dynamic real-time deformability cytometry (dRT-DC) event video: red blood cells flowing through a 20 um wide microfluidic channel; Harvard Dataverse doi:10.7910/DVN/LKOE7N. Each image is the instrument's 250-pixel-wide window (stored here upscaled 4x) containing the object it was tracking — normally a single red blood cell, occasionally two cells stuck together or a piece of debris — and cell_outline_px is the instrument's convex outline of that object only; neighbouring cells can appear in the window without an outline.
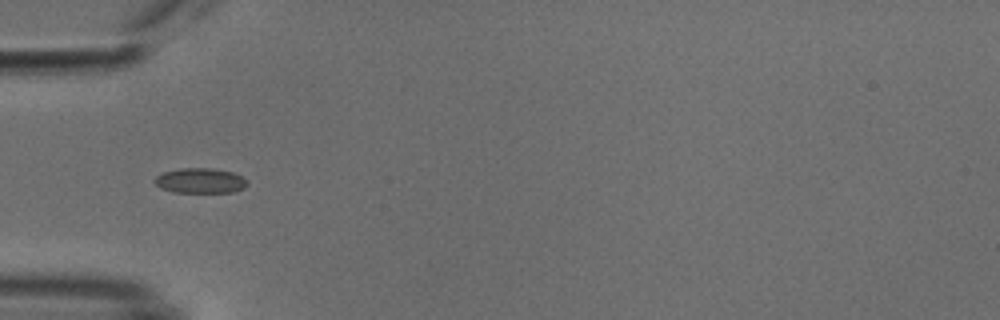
{"species": "common noctule bat (a hibernating species)", "species_latin": "Nyctalus noctula", "temperature_condition": "cold", "stored_images_in_passage": 37, "camera_frame_rate_fps": 3000, "um_per_image_px": 0.085, "animal": {"sex": "male", "body_mass_g": 18.8}, "frame": {"image": 1, "passage_image": 1, "time_ms": 0.0, "image_size_px": [1000, 320], "cell_outline_px": [[248, 184], [244, 188], [232, 192], [172, 192], [160, 188], [152, 180], [160, 172], [180, 168], [212, 168], [232, 172], [248, 180]], "centroid_in_image_um": [16.98, 15.35], "position_along_channel_um": 68.0, "area_um2": 13.7}}
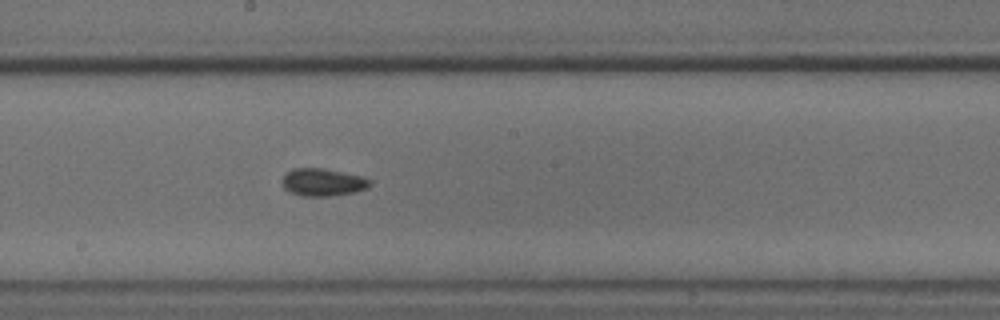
{"frame": {"image": 2, "passage_image": 13, "time_ms": 4.0, "image_size_px": [1000, 320], "cell_outline_px": [[372, 184], [368, 188], [356, 192], [332, 196], [304, 196], [288, 192], [284, 188], [280, 180], [292, 168], [324, 168], [364, 176], [372, 180]], "centroid_in_image_um": [27.47, 15.49], "position_along_channel_um": 220.7, "area_um2": 14.45}}
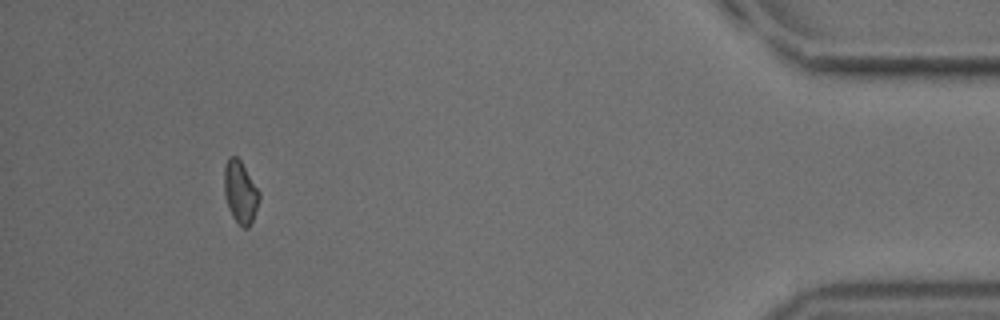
{"frame": {"image": 3, "passage_image": 33, "time_ms": 10.667, "image_size_px": [1000, 320], "cell_outline_px": [[260, 200], [252, 220], [248, 228], [244, 228], [232, 216], [228, 208], [224, 196], [224, 168], [228, 156], [236, 156], [240, 160], [260, 192]], "centroid_in_image_um": [20.41, 16.31], "position_along_channel_um": 414.8, "area_um2": 12.72}, "authors_computed_cell_mechanics": {"area_um2": 13.3518, "velocity_mm_per_s": 3.8164, "shape_relaxation_time_tau1_ms": 4.5768, "shape_relaxation_time_tau2_ms": 7.3663, "deformation_change_tau1": 0.0553, "deformation_change_tau2": 0.1201}}